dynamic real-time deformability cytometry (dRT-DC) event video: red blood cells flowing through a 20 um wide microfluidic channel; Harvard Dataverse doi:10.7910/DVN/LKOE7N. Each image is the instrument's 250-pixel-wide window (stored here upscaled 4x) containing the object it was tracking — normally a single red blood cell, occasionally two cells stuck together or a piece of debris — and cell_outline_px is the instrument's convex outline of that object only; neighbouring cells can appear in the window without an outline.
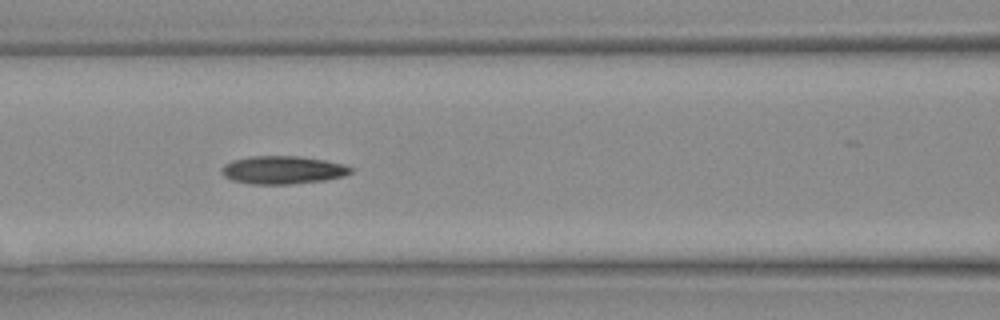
{"species": "Egyptian fruit bat (a non-hibernating species)", "species_latin": "Rousettus aegyptiacus", "temperature_condition": "warm", "stored_images_in_passage": 18, "camera_frame_rate_fps": 3000, "um_per_image_px": 0.085, "animal": {"sex": "female"}, "frame": {"image": 1, "passage_image": 11, "time_ms": 3.333, "image_size_px": [1000, 320], "cell_outline_px": [[356, 168], [352, 172], [344, 176], [324, 180], [288, 184], [252, 184], [232, 180], [224, 176], [220, 172], [220, 168], [224, 164], [232, 160], [252, 156], [300, 156], [324, 160], [344, 164]], "centroid_in_image_um": [24.04, 14.44], "position_along_channel_um": 142.6, "area_um2": 21.21}}
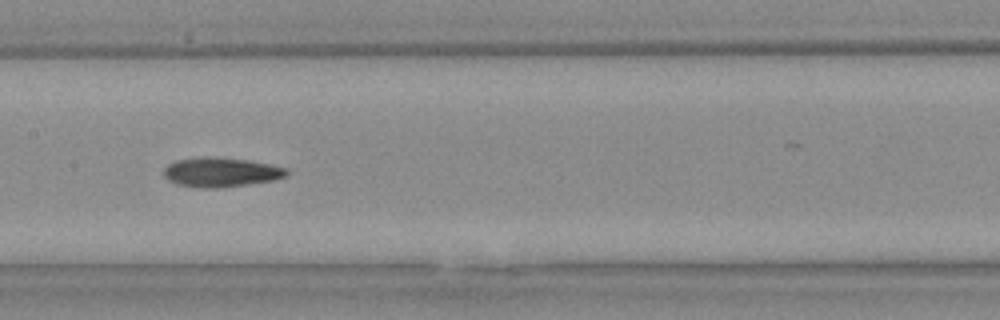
{"frame": {"image": 2, "passage_image": 13, "time_ms": 4.0, "image_size_px": [1000, 320], "cell_outline_px": [[288, 176], [272, 180], [248, 184], [212, 188], [200, 188], [176, 184], [168, 180], [164, 176], [164, 168], [168, 164], [176, 160], [204, 156], [212, 156], [248, 160], [288, 168]], "centroid_in_image_um": [18.76, 14.63], "position_along_channel_um": 188.6, "area_um2": 21.1}}